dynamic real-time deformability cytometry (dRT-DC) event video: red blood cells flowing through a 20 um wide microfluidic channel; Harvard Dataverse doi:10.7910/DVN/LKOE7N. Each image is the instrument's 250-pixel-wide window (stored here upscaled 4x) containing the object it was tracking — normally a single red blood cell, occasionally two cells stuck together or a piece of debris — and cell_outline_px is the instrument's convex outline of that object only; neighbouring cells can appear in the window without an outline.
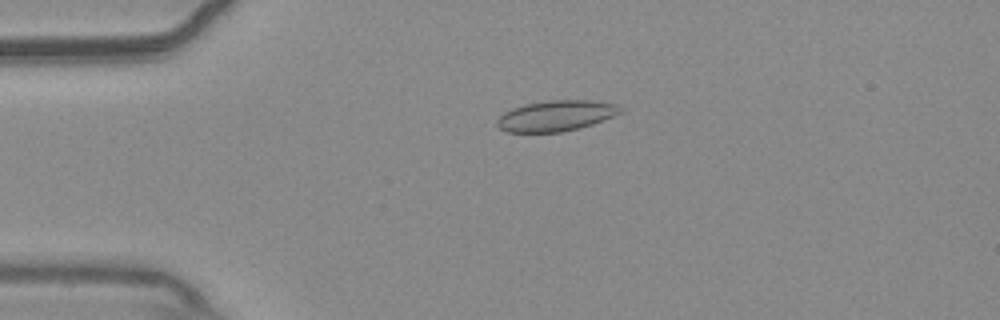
{"species": "common noctule bat (a hibernating species)", "species_latin": "Nyctalus noctula", "temperature_condition": "warm", "stored_images_in_passage": 55, "camera_frame_rate_fps": 3000, "um_per_image_px": 0.085, "animal": {"sex": "male", "body_mass_g": 20.4}, "frame": {"image": 1, "passage_image": 13, "time_ms": 4.0, "image_size_px": [1000, 320], "cell_outline_px": [[624, 112], [592, 124], [580, 128], [560, 132], [508, 132], [500, 128], [496, 124], [496, 120], [504, 112], [512, 108], [524, 104], [548, 100], [592, 100], [616, 104], [624, 108]], "centroid_in_image_um": [47.28, 9.83], "position_along_channel_um": 37.7, "area_um2": 22.2}}
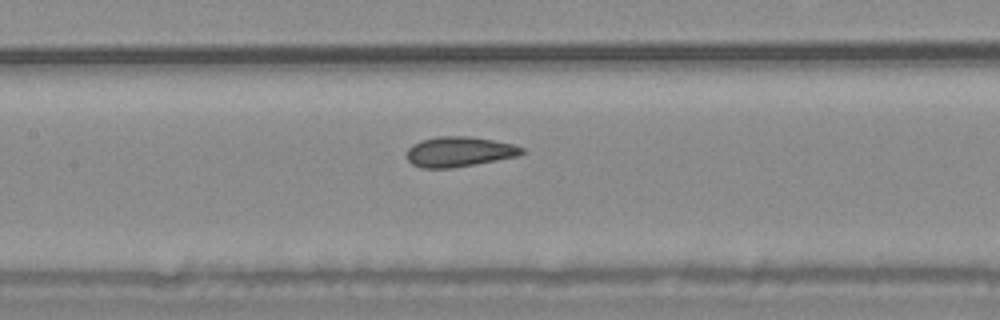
{"frame": {"image": 2, "passage_image": 26, "time_ms": 8.333, "image_size_px": [1000, 320], "cell_outline_px": [[524, 152], [520, 156], [452, 168], [420, 168], [412, 164], [408, 160], [408, 148], [412, 144], [420, 140], [436, 136], [472, 136], [512, 144], [524, 148]], "centroid_in_image_um": [39.03, 12.89], "position_along_channel_um": 168.4, "area_um2": 20.29}}
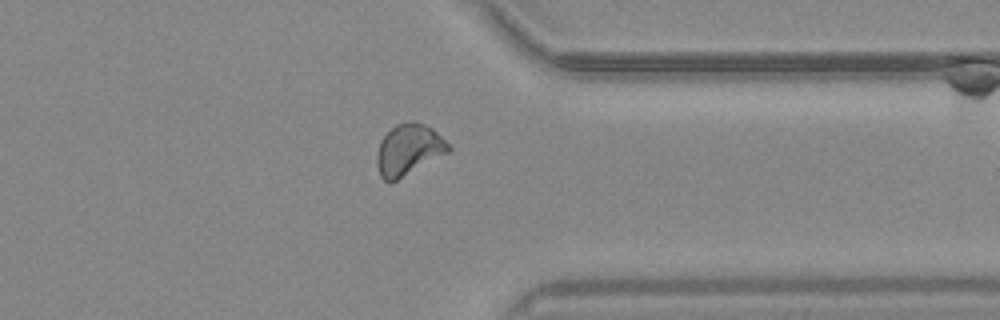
{"frame": {"image": 3, "passage_image": 43, "time_ms": 14.0, "image_size_px": [1000, 320], "cell_outline_px": [[452, 148], [448, 152], [396, 180], [384, 180], [380, 176], [376, 164], [376, 156], [380, 140], [396, 124], [412, 120], [424, 124], [432, 128]], "centroid_in_image_um": [34.7, 12.7], "position_along_channel_um": 376.7, "area_um2": 20.92}, "authors_computed_cell_mechanics": {"area_um2": 20.7502, "velocity_mm_per_s": 3.7529, "shape_relaxation_time_tau1_ms": null, "shape_relaxation_time_tau2_ms": 1.811, "deformation_change_tau1": null, "deformation_change_tau2": 0.0548}}